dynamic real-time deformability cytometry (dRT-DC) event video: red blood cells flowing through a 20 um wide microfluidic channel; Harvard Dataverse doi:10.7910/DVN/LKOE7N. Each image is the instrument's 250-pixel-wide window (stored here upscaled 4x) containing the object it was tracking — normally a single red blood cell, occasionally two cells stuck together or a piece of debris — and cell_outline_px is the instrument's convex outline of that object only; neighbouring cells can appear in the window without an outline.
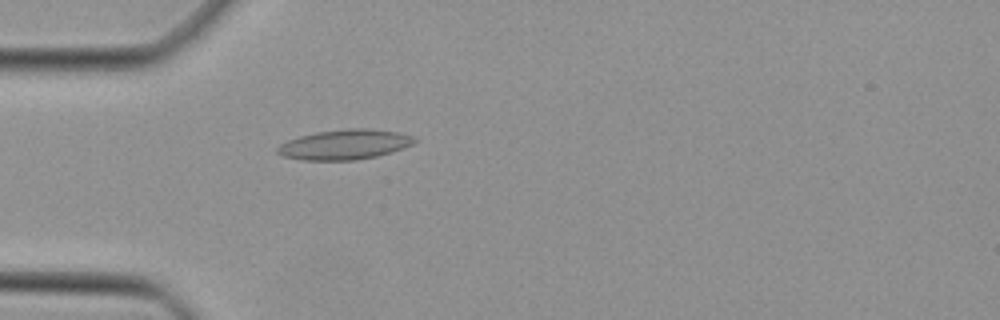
{"species": "Egyptian fruit bat (a non-hibernating species)", "species_latin": "Rousettus aegyptiacus", "temperature_condition": "cold", "stored_images_in_passage": 47, "camera_frame_rate_fps": 3000, "um_per_image_px": 0.085, "animal": {"sex": "female"}, "frame": {"image": 1, "passage_image": 14, "time_ms": 4.333, "image_size_px": [1000, 320], "cell_outline_px": [[420, 140], [404, 148], [392, 152], [376, 156], [356, 160], [304, 160], [284, 156], [276, 152], [276, 148], [280, 144], [288, 140], [300, 136], [316, 132], [348, 128], [368, 128], [396, 132], [412, 136]], "centroid_in_image_um": [29.31, 12.28], "position_along_channel_um": 55.7, "area_um2": 23.93}}
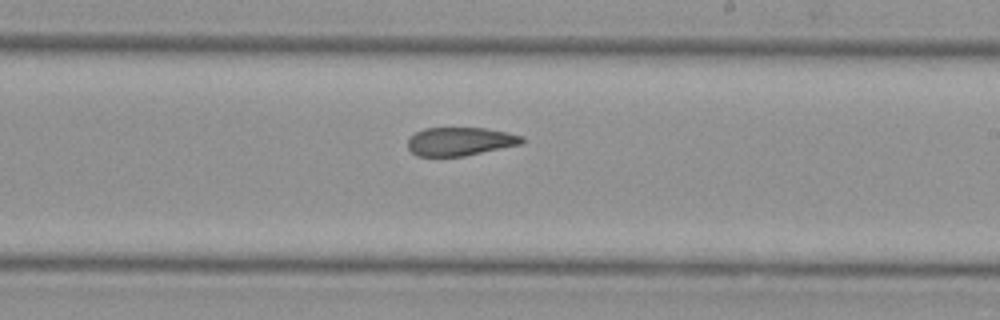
{"frame": {"image": 2, "passage_image": 28, "time_ms": 9.0, "image_size_px": [1000, 320], "cell_outline_px": [[524, 140], [520, 144], [464, 156], [416, 156], [408, 148], [408, 140], [416, 132], [424, 128], [484, 128], [508, 132], [524, 136]], "centroid_in_image_um": [39.1, 12.02], "position_along_channel_um": 249.9, "area_um2": 18.79}}
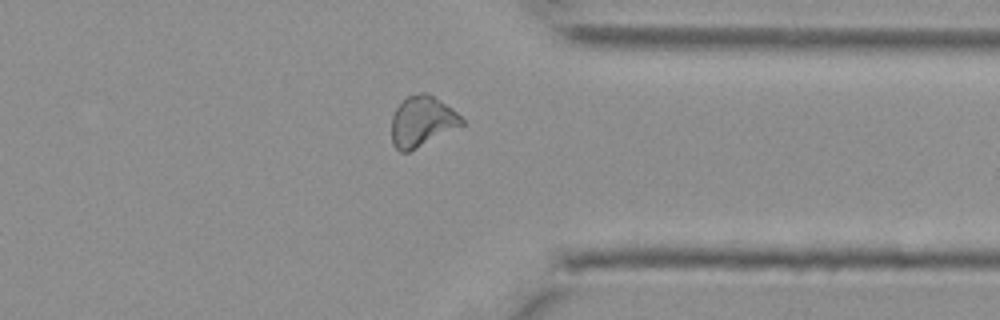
{"frame": {"image": 3, "passage_image": 37, "time_ms": 12.0, "image_size_px": [1000, 320], "cell_outline_px": [[464, 124], [408, 152], [400, 152], [392, 144], [392, 116], [396, 108], [408, 96], [420, 92], [428, 92], [452, 108], [464, 120]], "centroid_in_image_um": [35.86, 10.3], "position_along_channel_um": 375.5, "area_um2": 20.4}}